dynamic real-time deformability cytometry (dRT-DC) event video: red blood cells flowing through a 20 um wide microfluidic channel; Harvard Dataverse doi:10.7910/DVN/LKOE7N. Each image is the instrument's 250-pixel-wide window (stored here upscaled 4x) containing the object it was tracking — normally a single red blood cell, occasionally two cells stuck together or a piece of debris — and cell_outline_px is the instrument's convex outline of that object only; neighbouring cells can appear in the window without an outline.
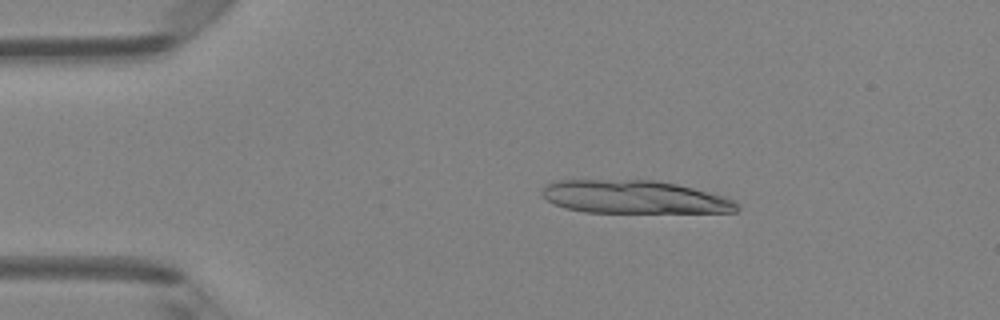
{"species": "Egyptian fruit bat (a non-hibernating species)", "species_latin": "Rousettus aegyptiacus", "temperature_condition": "room temperature", "stored_images_in_passage": 49, "segment_of_instrument_passage": [1, 2], "camera_frame_rate_fps": 3000, "um_per_image_px": 0.085, "animal": {"sex": "female"}, "frame": {"image": 1, "passage_image": 9, "time_ms": 2.667, "image_size_px": [1000, 320], "cell_outline_px": [[740, 208], [736, 212], [584, 212], [564, 208], [548, 200], [540, 192], [544, 184], [556, 180], [656, 180], [676, 184], [724, 196], [736, 200], [740, 204]], "centroid_in_image_um": [53.91, 16.74], "position_along_channel_um": 31.1, "area_um2": 37.69}}